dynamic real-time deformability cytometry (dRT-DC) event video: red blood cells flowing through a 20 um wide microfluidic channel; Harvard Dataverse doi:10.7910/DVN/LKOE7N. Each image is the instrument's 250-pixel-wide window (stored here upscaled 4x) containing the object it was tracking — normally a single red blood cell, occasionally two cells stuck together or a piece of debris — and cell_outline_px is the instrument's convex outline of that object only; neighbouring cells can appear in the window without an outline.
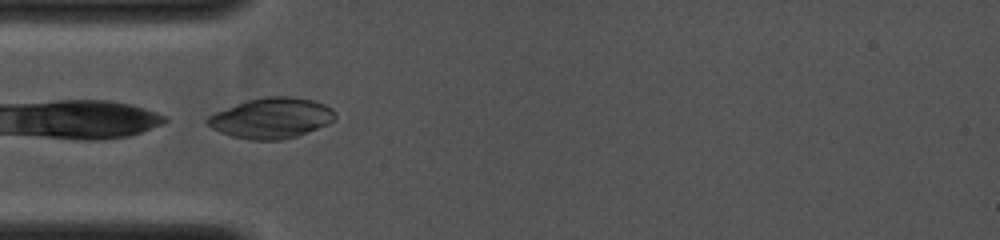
{"species": "common noctule bat (a hibernating species)", "species_latin": "Nyctalus noctula", "temperature_condition": "cold", "stored_images_in_passage": 5, "camera_frame_rate_fps": 4000, "um_per_image_px": 0.085, "animal": {"sex": "female", "body_mass_g": 19.0, "forearm_length_mm": 53.3}, "frame": {"image": 1, "passage_image": 1, "time_ms": 0.0, "image_size_px": [1000, 240], "cell_outline_px": [[336, 120], [328, 124], [296, 136], [280, 140], [252, 140], [232, 136], [220, 132], [212, 128], [204, 120], [208, 116], [216, 112], [236, 104], [248, 100], [268, 96], [288, 96], [312, 100], [324, 104], [332, 108], [336, 112]], "centroid_in_image_um": [23.09, 10.04], "position_along_channel_um": 61.9, "area_um2": 30.0}}
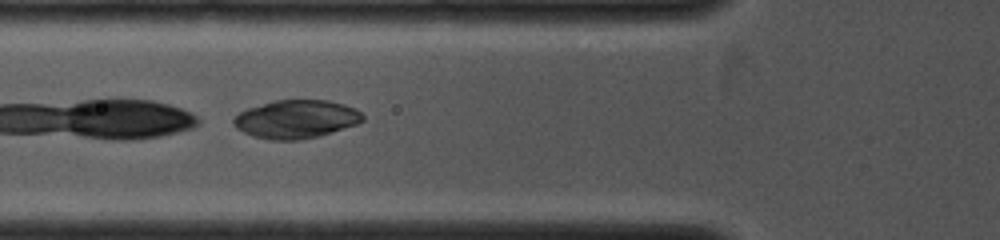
{"frame": {"image": 2, "passage_image": 4, "time_ms": 0.75, "image_size_px": [1000, 240], "cell_outline_px": [[364, 120], [356, 124], [320, 136], [300, 140], [268, 140], [252, 136], [236, 128], [232, 124], [232, 120], [240, 112], [248, 108], [276, 100], [328, 100], [344, 104], [356, 108], [364, 116]], "centroid_in_image_um": [25.17, 10.14], "position_along_channel_um": 100.6, "area_um2": 28.9}}